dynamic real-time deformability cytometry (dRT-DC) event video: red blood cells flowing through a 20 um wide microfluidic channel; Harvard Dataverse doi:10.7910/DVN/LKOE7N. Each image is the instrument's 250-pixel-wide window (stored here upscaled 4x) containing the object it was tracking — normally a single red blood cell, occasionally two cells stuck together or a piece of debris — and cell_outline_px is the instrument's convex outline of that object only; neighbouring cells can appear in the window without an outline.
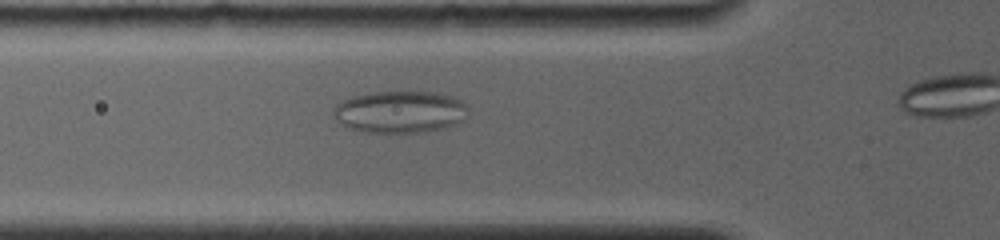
{"species": "common noctule bat (a hibernating species)", "species_latin": "Nyctalus noctula", "temperature_condition": "room temperature", "stored_images_in_passage": 10, "camera_frame_rate_fps": 4000, "um_per_image_px": 0.085, "animal": {"sex": "female", "body_mass_g": 19.0, "forearm_length_mm": 56.7}, "frame": {"image": 1, "passage_image": 6, "time_ms": 4.0, "image_size_px": [1000, 240], "cell_outline_px": [[468, 116], [464, 120], [456, 124], [444, 128], [424, 132], [368, 132], [352, 128], [340, 124], [336, 120], [332, 112], [336, 104], [352, 96], [376, 92], [436, 92], [452, 96], [468, 104]], "centroid_in_image_um": [34.05, 9.51], "position_along_channel_um": 91.8, "area_um2": 33.12}}
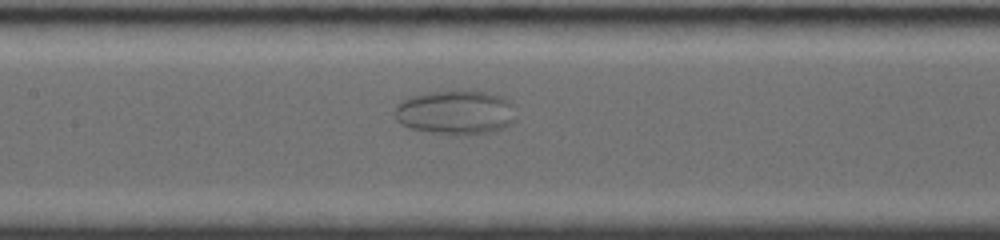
{"frame": {"image": 2, "passage_image": 9, "time_ms": 6.25, "image_size_px": [1000, 240], "cell_outline_px": [[516, 120], [496, 132], [432, 132], [412, 128], [400, 124], [396, 120], [396, 104], [412, 96], [428, 92], [484, 92], [504, 96], [516, 104]], "centroid_in_image_um": [38.8, 9.53], "position_along_channel_um": 168.6, "area_um2": 30.58}}